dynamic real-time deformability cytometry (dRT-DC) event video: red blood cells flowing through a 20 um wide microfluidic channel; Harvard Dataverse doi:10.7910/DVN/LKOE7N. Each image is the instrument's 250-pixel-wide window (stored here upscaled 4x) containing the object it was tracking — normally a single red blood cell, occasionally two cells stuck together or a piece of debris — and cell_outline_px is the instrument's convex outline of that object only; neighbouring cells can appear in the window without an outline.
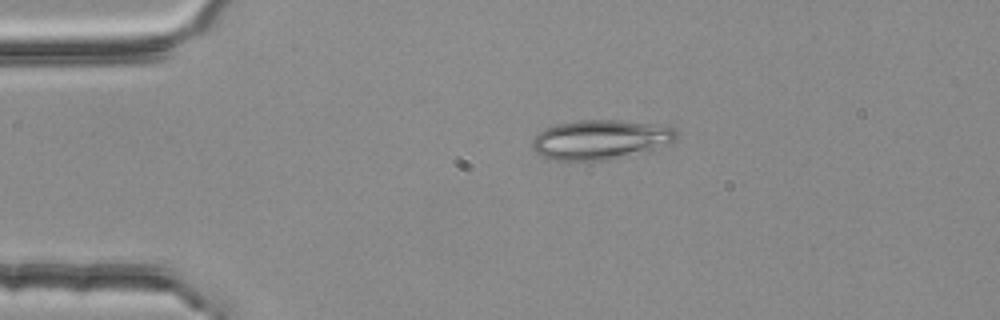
{"species": "common noctule bat (a hibernating species)", "species_latin": "Nyctalus noctula", "temperature_condition": "room temperature", "stored_images_in_passage": 2, "camera_frame_rate_fps": 3000, "um_per_image_px": 0.085, "animal": {"sex": "female", "body_mass_g": 25.1}, "frame": {"image": 1, "passage_image": 1, "time_ms": 0.0, "image_size_px": [1000, 320], "cell_outline_px": [[676, 140], [652, 152], [608, 160], [548, 160], [536, 152], [532, 148], [532, 140], [544, 128], [556, 124], [580, 120], [620, 120], [652, 124], [672, 128], [676, 132]], "centroid_in_image_um": [51.05, 11.89], "position_along_channel_um": 34.0, "area_um2": 33.58}}